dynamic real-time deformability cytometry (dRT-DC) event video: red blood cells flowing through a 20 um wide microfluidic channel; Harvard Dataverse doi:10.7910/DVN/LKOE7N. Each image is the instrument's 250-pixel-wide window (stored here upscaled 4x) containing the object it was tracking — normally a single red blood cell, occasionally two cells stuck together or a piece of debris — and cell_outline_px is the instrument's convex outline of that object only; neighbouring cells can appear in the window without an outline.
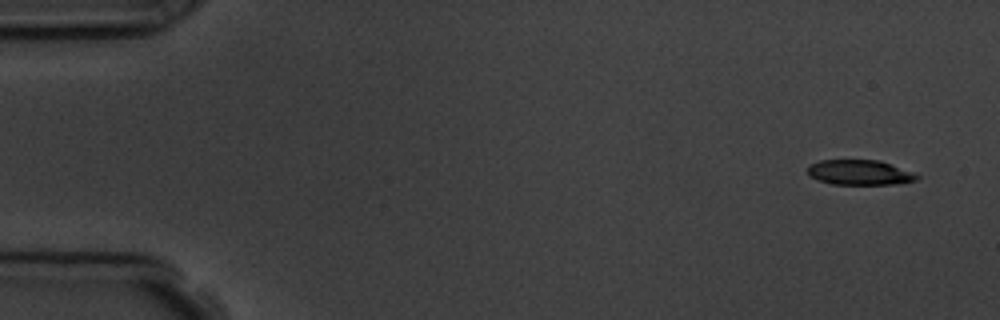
{"species": "common noctule bat (a hibernating species)", "species_latin": "Nyctalus noctula", "temperature_condition": "room temperature", "stored_images_in_passage": 4, "camera_frame_rate_fps": 3000, "um_per_image_px": 0.085, "animal": {"sex": "male", "body_mass_g": 19.5, "forearm_length_mm": 54.6}, "frame": {"image": 1, "passage_image": 1, "time_ms": 0.0, "image_size_px": [1000, 320], "cell_outline_px": [[920, 176], [916, 180], [892, 184], [832, 184], [808, 176], [808, 164], [820, 160], [880, 160], [912, 172]], "centroid_in_image_um": [73.03, 14.65], "position_along_channel_um": 12.0, "area_um2": 15.84}}
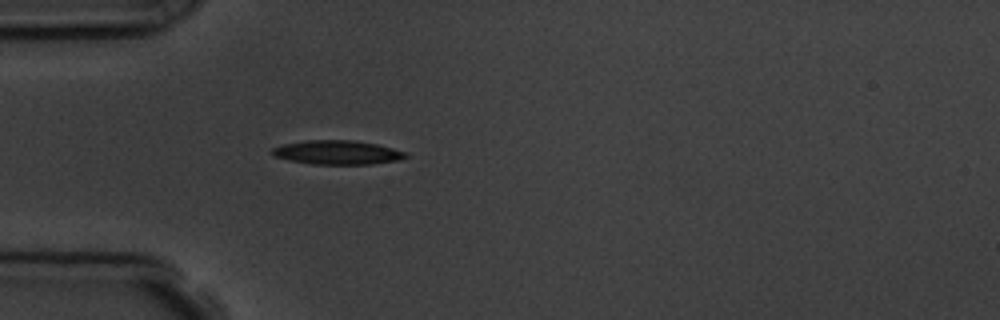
{"frame": {"image": 2, "passage_image": 4, "time_ms": 4.333, "image_size_px": [1000, 320], "cell_outline_px": [[408, 156], [400, 160], [372, 164], [312, 164], [288, 160], [276, 156], [272, 152], [272, 148], [284, 144], [304, 140], [356, 140], [376, 144], [408, 152]], "centroid_in_image_um": [28.72, 12.95], "position_along_channel_um": 56.3, "area_um2": 18.73}}